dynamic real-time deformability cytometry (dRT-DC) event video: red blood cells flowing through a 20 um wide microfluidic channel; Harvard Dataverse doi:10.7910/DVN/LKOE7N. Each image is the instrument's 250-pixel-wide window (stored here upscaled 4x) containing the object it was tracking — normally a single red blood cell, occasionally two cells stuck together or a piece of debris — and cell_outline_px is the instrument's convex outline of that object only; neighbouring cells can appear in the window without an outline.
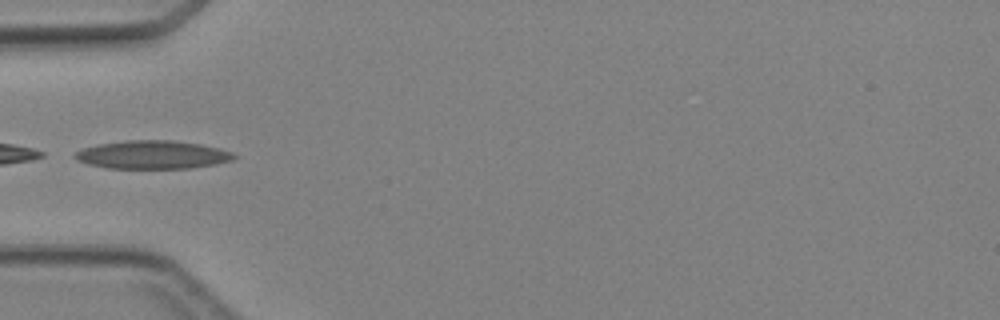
{"species": "Egyptian fruit bat (a non-hibernating species)", "species_latin": "Rousettus aegyptiacus", "temperature_condition": "cold", "stored_images_in_passage": 30, "camera_frame_rate_fps": 3000, "um_per_image_px": 0.085, "animal": {"sex": "female"}, "frame": {"image": 1, "passage_image": 1, "time_ms": 0.0, "image_size_px": [1000, 320], "cell_outline_px": [[236, 156], [232, 160], [216, 164], [192, 168], [108, 168], [88, 164], [76, 160], [72, 156], [80, 148], [100, 144], [128, 140], [172, 140], [200, 144], [220, 148], [232, 152]], "centroid_in_image_um": [12.95, 13.15], "position_along_channel_um": 72.1, "area_um2": 26.24}}
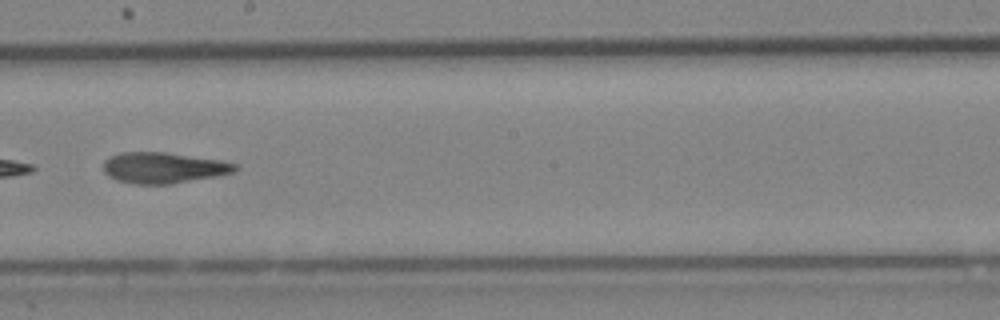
{"frame": {"image": 2, "passage_image": 12, "time_ms": 3.667, "image_size_px": [1000, 320], "cell_outline_px": [[240, 168], [232, 172], [216, 176], [168, 184], [136, 184], [116, 180], [108, 176], [104, 172], [104, 160], [120, 152], [164, 152], [220, 160], [240, 164]], "centroid_in_image_um": [13.9, 14.26], "position_along_channel_um": 234.3, "area_um2": 23.64}}
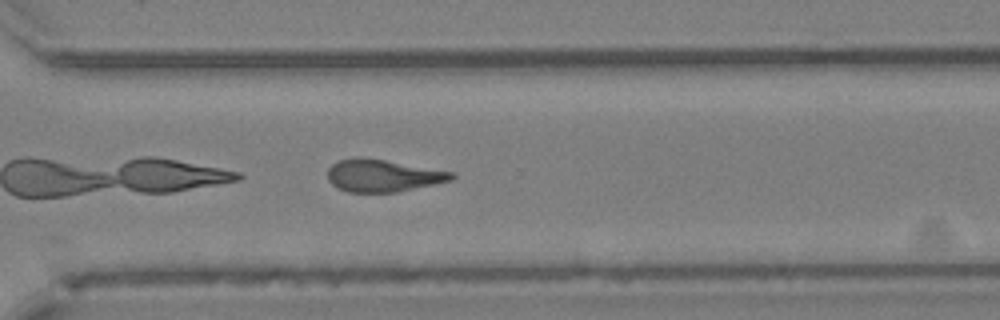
{"frame": {"image": 3, "passage_image": 19, "time_ms": 6.0, "image_size_px": [1000, 320], "cell_outline_px": [[456, 176], [452, 180], [436, 184], [396, 192], [348, 192], [336, 188], [328, 180], [328, 168], [332, 164], [340, 160], [384, 160], [452, 172]], "centroid_in_image_um": [32.56, 14.97], "position_along_channel_um": 338.0, "area_um2": 22.6}}